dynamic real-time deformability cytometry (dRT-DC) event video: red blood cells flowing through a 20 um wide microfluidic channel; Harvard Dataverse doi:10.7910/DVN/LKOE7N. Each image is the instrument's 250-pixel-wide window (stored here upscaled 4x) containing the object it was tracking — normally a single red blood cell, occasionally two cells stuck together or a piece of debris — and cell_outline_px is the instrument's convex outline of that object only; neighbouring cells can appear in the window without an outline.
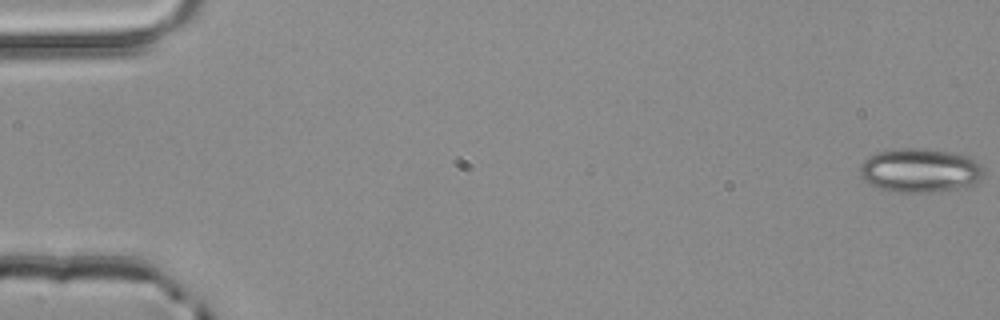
{"species": "common noctule bat (a hibernating species)", "species_latin": "Nyctalus noctula", "temperature_condition": "room temperature", "stored_images_in_passage": 4, "camera_frame_rate_fps": 3000, "um_per_image_px": 0.085, "animal": {"sex": "male", "body_mass_g": 20.4}, "frame": {"image": 1, "passage_image": 1, "time_ms": 0.0, "image_size_px": [1000, 320], "cell_outline_px": [[984, 172], [972, 184], [956, 188], [928, 192], [896, 192], [880, 188], [868, 184], [864, 180], [860, 172], [860, 164], [868, 156], [880, 152], [904, 148], [924, 148], [968, 156], [976, 160], [984, 168]], "centroid_in_image_um": [78.16, 14.48], "position_along_channel_um": 6.8, "area_um2": 31.27}}